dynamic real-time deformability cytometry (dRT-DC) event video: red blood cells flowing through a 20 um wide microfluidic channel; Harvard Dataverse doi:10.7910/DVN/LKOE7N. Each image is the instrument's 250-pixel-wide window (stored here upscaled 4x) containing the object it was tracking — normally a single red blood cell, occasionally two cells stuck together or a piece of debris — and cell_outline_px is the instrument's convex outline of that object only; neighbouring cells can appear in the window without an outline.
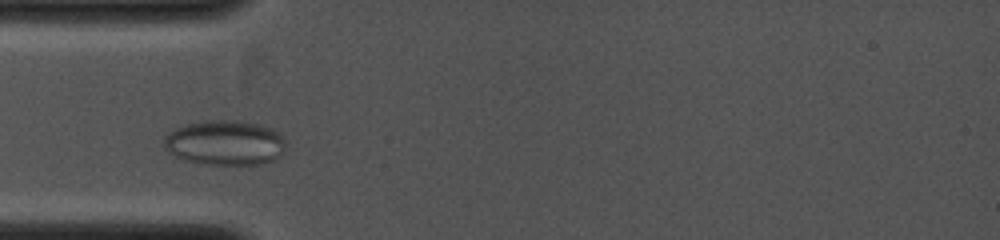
{"species": "common noctule bat (a hibernating species)", "species_latin": "Nyctalus noctula", "temperature_condition": "cold", "stored_images_in_passage": 39, "camera_frame_rate_fps": 4000, "um_per_image_px": 0.085, "animal": {"sex": "female", "body_mass_g": 19.0, "forearm_length_mm": 53.3}, "frame": {"image": 1, "passage_image": 7, "time_ms": 1.5, "image_size_px": [1000, 240], "cell_outline_px": [[284, 148], [280, 156], [272, 160], [260, 164], [208, 164], [184, 160], [168, 152], [164, 148], [164, 136], [168, 132], [176, 128], [188, 124], [204, 120], [236, 120], [260, 124], [272, 128], [280, 132], [284, 140]], "centroid_in_image_um": [19.12, 12.12], "position_along_channel_um": 65.9, "area_um2": 31.96}}
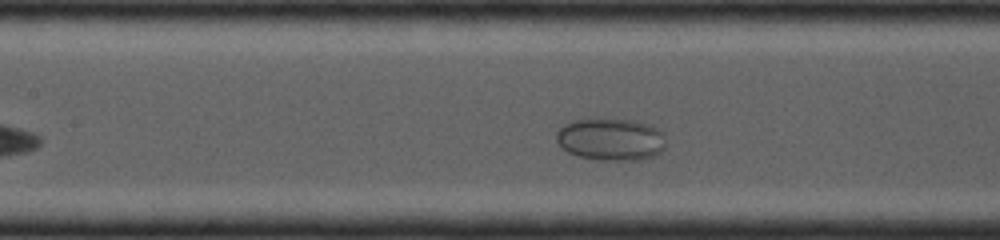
{"frame": {"image": 2, "passage_image": 15, "time_ms": 3.5, "image_size_px": [1000, 240], "cell_outline_px": [[664, 148], [660, 152], [652, 156], [640, 160], [596, 160], [580, 156], [568, 152], [556, 140], [556, 132], [564, 124], [572, 120], [592, 116], [632, 120], [656, 128], [664, 132]], "centroid_in_image_um": [51.88, 11.81], "position_along_channel_um": 155.5, "area_um2": 27.46}}
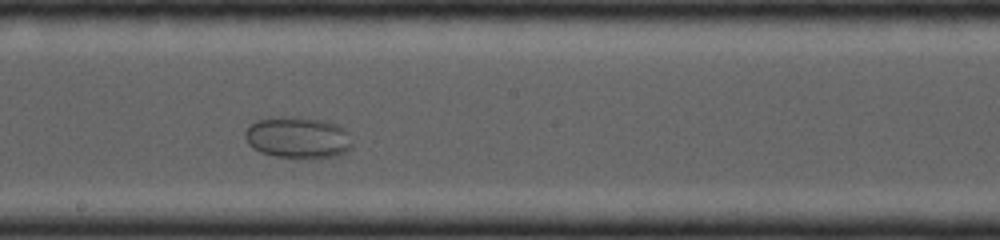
{"frame": {"image": 3, "passage_image": 21, "time_ms": 5.0, "image_size_px": [1000, 240], "cell_outline_px": [[352, 148], [348, 152], [336, 156], [308, 160], [276, 156], [260, 152], [252, 148], [248, 144], [244, 136], [244, 132], [252, 124], [260, 120], [296, 116], [300, 116], [328, 120], [336, 124], [348, 132], [352, 144]], "centroid_in_image_um": [25.38, 11.72], "position_along_channel_um": 222.8, "area_um2": 26.41}}